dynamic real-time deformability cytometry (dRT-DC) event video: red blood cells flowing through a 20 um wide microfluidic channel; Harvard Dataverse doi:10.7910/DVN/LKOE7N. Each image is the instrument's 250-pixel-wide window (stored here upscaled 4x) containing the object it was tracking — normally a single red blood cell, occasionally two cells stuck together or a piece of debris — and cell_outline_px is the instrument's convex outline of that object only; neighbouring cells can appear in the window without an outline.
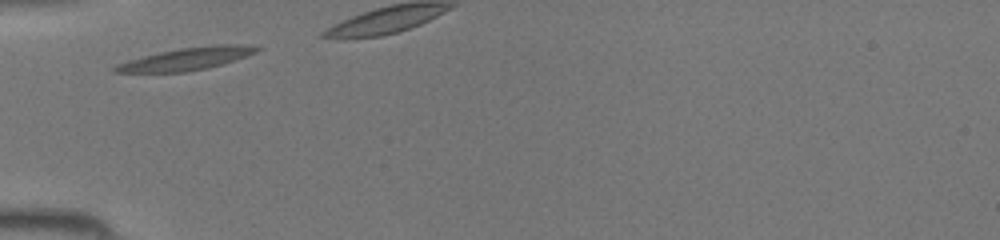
{"species": "common noctule bat (a hibernating species)", "species_latin": "Nyctalus noctula", "temperature_condition": "room temperature", "stored_images_in_passage": 20, "camera_frame_rate_fps": 3000, "um_per_image_px": 0.085, "animal": {"sex": "female", "body_mass_g": 19.5, "forearm_length_mm": 54.1}, "frame": {"image": 1, "passage_image": 1, "time_ms": 0.0, "image_size_px": [1000, 240], "cell_outline_px": [[264, 48], [256, 52], [208, 68], [188, 72], [116, 72], [112, 68], [116, 64], [128, 60], [160, 52], [180, 48], [212, 44], [240, 44]], "centroid_in_image_um": [15.85, 4.99], "position_along_channel_um": 69.1, "area_um2": 18.32}}